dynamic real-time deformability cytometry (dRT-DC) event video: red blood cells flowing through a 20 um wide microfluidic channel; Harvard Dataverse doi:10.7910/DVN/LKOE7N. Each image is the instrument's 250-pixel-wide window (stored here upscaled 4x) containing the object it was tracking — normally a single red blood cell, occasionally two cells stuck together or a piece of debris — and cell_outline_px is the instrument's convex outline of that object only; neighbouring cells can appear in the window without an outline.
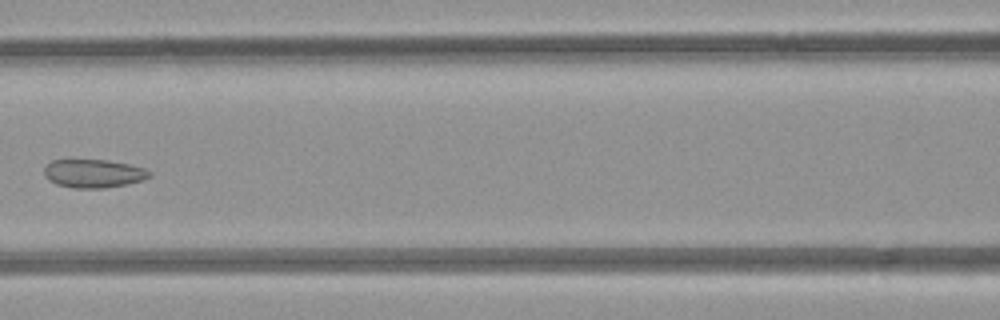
{"species": "common noctule bat (a hibernating species)", "species_latin": "Nyctalus noctula", "temperature_condition": "room temperature", "stored_images_in_passage": 8, "camera_frame_rate_fps": 3000, "um_per_image_px": 0.085, "animal": {"sex": "female", "body_mass_g": 21.9}, "frame": {"image": 1, "passage_image": 7, "time_ms": 7.0, "image_size_px": [1000, 320], "cell_outline_px": [[152, 176], [144, 180], [128, 184], [104, 188], [72, 188], [56, 184], [48, 180], [44, 176], [44, 168], [52, 160], [108, 160], [128, 164], [144, 168], [152, 172]], "centroid_in_image_um": [7.97, 14.75], "position_along_channel_um": 158.6, "area_um2": 17.57}}
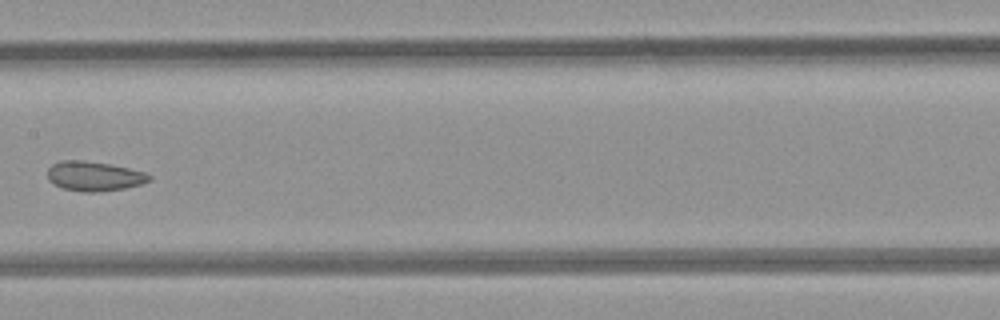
{"frame": {"image": 2, "passage_image": 8, "time_ms": 8.0, "image_size_px": [1000, 320], "cell_outline_px": [[152, 180], [140, 184], [124, 188], [92, 192], [84, 192], [64, 188], [48, 180], [48, 168], [52, 164], [60, 160], [80, 160], [108, 164], [148, 172], [152, 176]], "centroid_in_image_um": [8.03, 14.96], "position_along_channel_um": 199.4, "area_um2": 17.4}}